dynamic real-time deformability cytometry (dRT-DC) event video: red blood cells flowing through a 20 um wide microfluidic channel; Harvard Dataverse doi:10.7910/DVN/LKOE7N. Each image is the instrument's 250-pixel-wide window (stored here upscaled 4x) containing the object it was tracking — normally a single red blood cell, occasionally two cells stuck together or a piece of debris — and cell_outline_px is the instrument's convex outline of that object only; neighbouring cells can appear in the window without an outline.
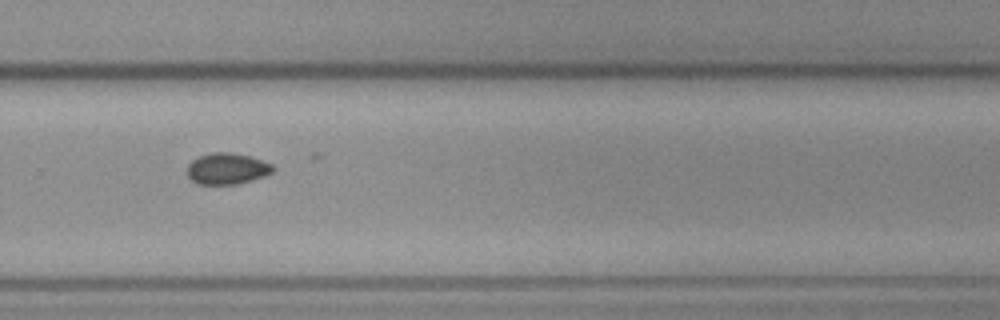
{"species": "common noctule bat (a hibernating species)", "species_latin": "Nyctalus noctula", "temperature_condition": "cold", "stored_images_in_passage": 16, "camera_frame_rate_fps": 3000, "um_per_image_px": 0.085, "animal": {"sex": "female", "body_mass_g": 19.3, "forearm_length_mm": 54.1}, "frame": {"image": 1, "passage_image": 12, "time_ms": 13.333, "image_size_px": [1000, 320], "cell_outline_px": [[276, 168], [272, 172], [264, 176], [236, 184], [196, 184], [188, 176], [188, 164], [192, 160], [200, 156], [212, 152], [232, 152], [248, 156], [272, 164]], "centroid_in_image_um": [19.29, 14.33], "position_along_channel_um": 310.5, "area_um2": 15.49}}
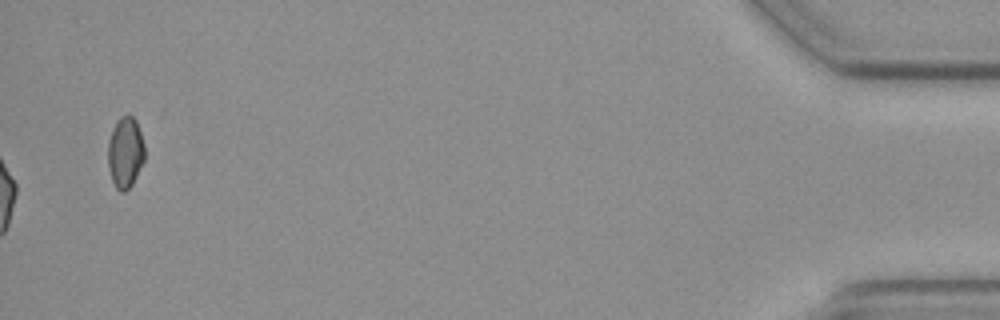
{"frame": {"image": 2, "passage_image": 16, "time_ms": 19.0, "image_size_px": [1000, 320], "cell_outline_px": [[144, 160], [132, 184], [124, 192], [120, 192], [116, 188], [112, 180], [108, 168], [108, 140], [112, 128], [120, 116], [128, 112], [136, 120], [144, 144]], "centroid_in_image_um": [10.63, 12.92], "position_along_channel_um": 424.6, "area_um2": 15.32}, "authors_computed_cell_mechanics": {"area_um2": 18.5827, "velocity_mm_per_s": 3.6453, "shape_relaxation_time_tau1_ms": 6.4919, "shape_relaxation_time_tau2_ms": 1.5782, "deformation_change_tau1": 0.1662, "deformation_change_tau2": null}}